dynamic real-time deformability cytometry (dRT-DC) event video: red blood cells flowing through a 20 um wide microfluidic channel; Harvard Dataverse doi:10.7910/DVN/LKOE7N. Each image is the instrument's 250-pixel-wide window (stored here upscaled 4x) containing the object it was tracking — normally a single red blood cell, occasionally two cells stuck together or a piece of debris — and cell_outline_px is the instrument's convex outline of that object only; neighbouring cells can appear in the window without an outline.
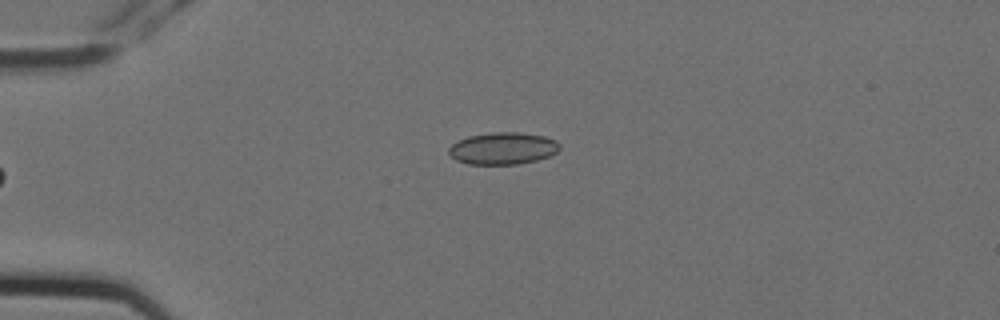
{"species": "Egyptian fruit bat (a non-hibernating species)", "species_latin": "Rousettus aegyptiacus", "temperature_condition": "cold", "stored_images_in_passage": 5, "camera_frame_rate_fps": 3000, "um_per_image_px": 0.085, "animal": {"sex": "female"}, "frame": {"image": 1, "passage_image": 5, "time_ms": 1.333, "image_size_px": [1000, 320], "cell_outline_px": [[560, 148], [552, 156], [536, 160], [516, 164], [468, 164], [456, 160], [448, 152], [448, 148], [452, 144], [468, 136], [492, 132], [520, 132], [544, 136], [556, 140], [560, 144]], "centroid_in_image_um": [42.77, 12.61], "position_along_channel_um": 42.2, "area_um2": 20.75}}